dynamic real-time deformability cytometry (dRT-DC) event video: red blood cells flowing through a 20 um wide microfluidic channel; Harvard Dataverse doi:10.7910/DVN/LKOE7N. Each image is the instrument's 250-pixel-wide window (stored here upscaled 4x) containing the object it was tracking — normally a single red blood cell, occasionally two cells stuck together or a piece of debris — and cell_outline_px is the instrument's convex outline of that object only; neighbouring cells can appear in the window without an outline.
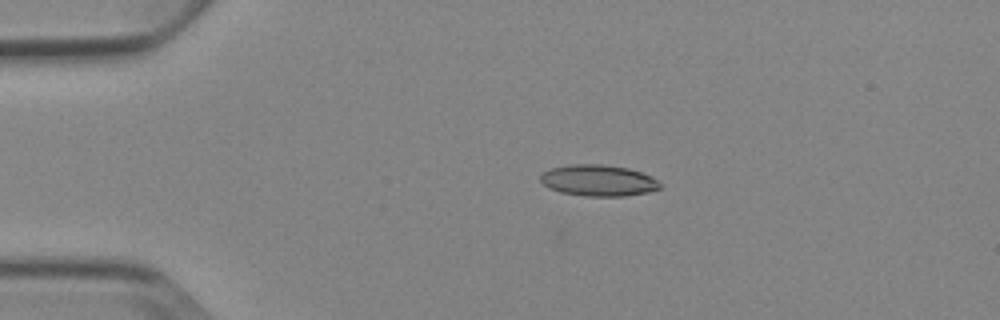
{"species": "Egyptian fruit bat (a non-hibernating species)", "species_latin": "Rousettus aegyptiacus", "temperature_condition": "cold", "stored_images_in_passage": 2, "camera_frame_rate_fps": 3000, "um_per_image_px": 0.085, "animal": {"sex": "female"}, "frame": {"image": 1, "passage_image": 2, "time_ms": 0.333, "image_size_px": [1000, 320], "cell_outline_px": [[660, 188], [648, 192], [624, 196], [584, 196], [560, 192], [548, 188], [540, 180], [540, 176], [544, 172], [552, 168], [572, 164], [600, 164], [628, 168], [652, 176], [660, 184]], "centroid_in_image_um": [50.85, 15.34], "position_along_channel_um": 34.2, "area_um2": 21.68}}